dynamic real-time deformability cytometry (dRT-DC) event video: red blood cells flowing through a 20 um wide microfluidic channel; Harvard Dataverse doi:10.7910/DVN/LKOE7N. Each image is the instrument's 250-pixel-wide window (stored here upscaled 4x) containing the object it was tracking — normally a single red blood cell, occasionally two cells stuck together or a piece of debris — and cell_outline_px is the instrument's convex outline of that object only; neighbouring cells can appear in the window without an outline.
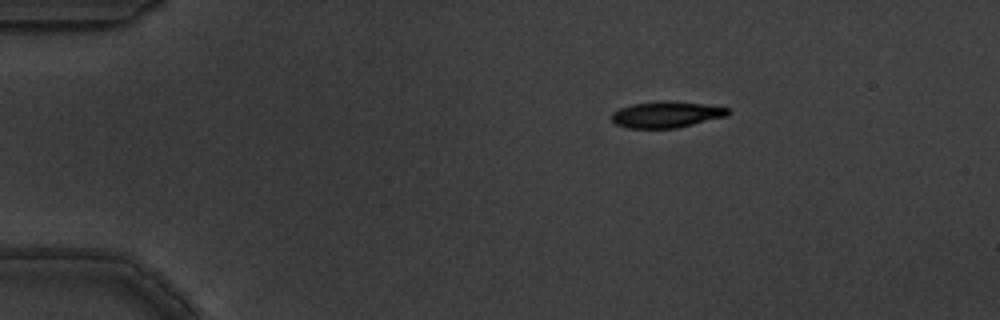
{"species": "common noctule bat (a hibernating species)", "species_latin": "Nyctalus noctula", "temperature_condition": "warm", "stored_images_in_passage": 8, "camera_frame_rate_fps": 3000, "um_per_image_px": 0.085, "animal": {"sex": "male", "body_mass_g": 19.5, "forearm_length_mm": 54.6}, "frame": {"image": 1, "passage_image": 1, "time_ms": 0.0, "image_size_px": [1000, 320], "cell_outline_px": [[728, 116], [676, 128], [628, 128], [616, 124], [612, 120], [612, 112], [620, 108], [632, 104], [660, 100], [668, 100], [704, 104], [728, 108]], "centroid_in_image_um": [56.63, 9.72], "position_along_channel_um": 28.4, "area_um2": 17.8}}
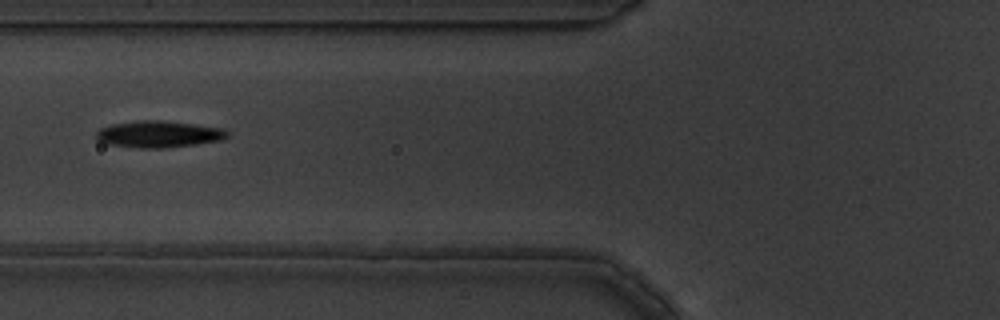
{"frame": {"image": 2, "passage_image": 4, "time_ms": 1.0, "image_size_px": [1000, 320], "cell_outline_px": [[232, 132], [228, 136], [220, 140], [196, 144], [164, 148], [140, 148], [108, 144], [100, 140], [96, 136], [96, 132], [100, 128], [112, 124], [136, 120], [160, 120], [224, 128]], "centroid_in_image_um": [13.52, 11.4], "position_along_channel_um": 112.3, "area_um2": 20.35}}
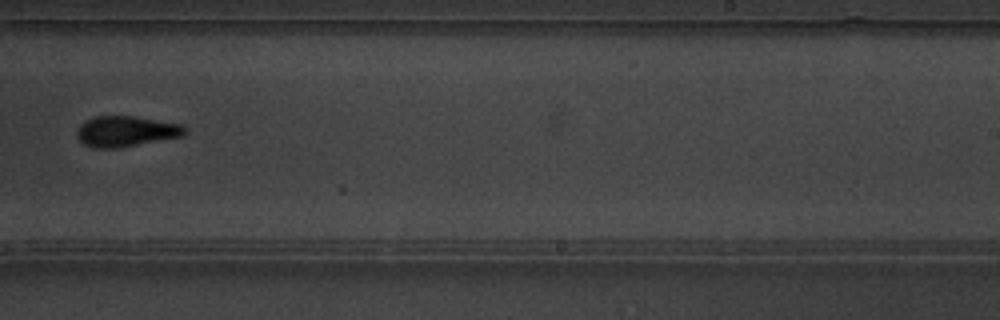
{"frame": {"image": 3, "passage_image": 8, "time_ms": 2.333, "image_size_px": [1000, 320], "cell_outline_px": [[188, 132], [184, 136], [116, 148], [92, 148], [84, 144], [76, 136], [76, 132], [80, 124], [84, 120], [96, 116], [132, 116], [184, 124], [188, 128]], "centroid_in_image_um": [10.73, 11.16], "position_along_channel_um": 278.3, "area_um2": 19.48}}